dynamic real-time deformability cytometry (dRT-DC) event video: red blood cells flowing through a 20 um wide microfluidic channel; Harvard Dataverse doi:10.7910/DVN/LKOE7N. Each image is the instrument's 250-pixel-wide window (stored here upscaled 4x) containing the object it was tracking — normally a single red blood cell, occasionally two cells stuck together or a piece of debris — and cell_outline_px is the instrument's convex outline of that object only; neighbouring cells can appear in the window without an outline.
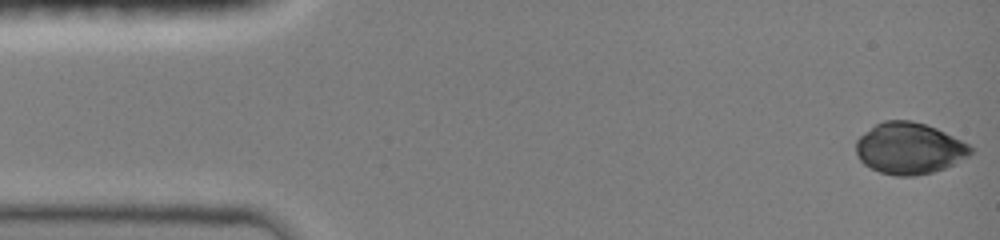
{"species": "common noctule bat (a hibernating species)", "species_latin": "Nyctalus noctula", "temperature_condition": "room temperature", "stored_images_in_passage": 47, "camera_frame_rate_fps": 3000, "um_per_image_px": 0.085, "animal": {"sex": "female", "body_mass_g": 19.0, "forearm_length_mm": 51.5}, "frame": {"image": 1, "passage_image": 1, "time_ms": 0.0, "image_size_px": [1000, 240], "cell_outline_px": [[972, 152], [968, 156], [944, 168], [932, 172], [912, 176], [896, 176], [880, 172], [864, 164], [860, 160], [856, 152], [856, 140], [864, 132], [876, 124], [884, 120], [912, 120], [936, 128], [968, 144], [972, 148]], "centroid_in_image_um": [77.25, 12.6], "position_along_channel_um": 7.7, "area_um2": 34.04}}